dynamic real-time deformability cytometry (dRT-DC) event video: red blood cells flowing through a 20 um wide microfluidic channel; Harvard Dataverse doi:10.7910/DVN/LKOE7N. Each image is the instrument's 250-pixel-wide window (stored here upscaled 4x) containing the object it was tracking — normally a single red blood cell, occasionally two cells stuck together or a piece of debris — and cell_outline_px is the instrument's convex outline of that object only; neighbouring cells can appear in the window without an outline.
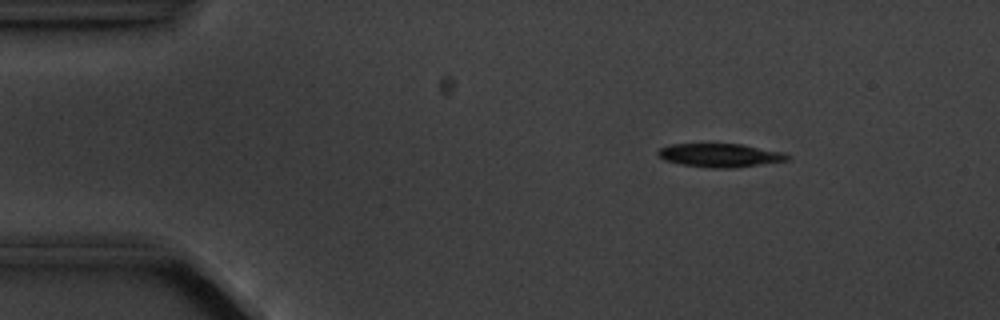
{"species": "common noctule bat (a hibernating species)", "species_latin": "Nyctalus noctula", "temperature_condition": "cold", "stored_images_in_passage": 3, "camera_frame_rate_fps": 3000, "um_per_image_px": 0.085, "animal": {"sex": "male", "body_mass_g": 20.1, "forearm_length_mm": 53.5}, "frame": {"image": 1, "passage_image": 1, "time_ms": 0.0, "image_size_px": [1000, 320], "cell_outline_px": [[792, 156], [788, 160], [732, 168], [712, 168], [680, 164], [664, 160], [656, 152], [660, 148], [672, 144], [744, 144], [784, 152]], "centroid_in_image_um": [61.23, 13.19], "position_along_channel_um": 23.8, "area_um2": 17.74}}